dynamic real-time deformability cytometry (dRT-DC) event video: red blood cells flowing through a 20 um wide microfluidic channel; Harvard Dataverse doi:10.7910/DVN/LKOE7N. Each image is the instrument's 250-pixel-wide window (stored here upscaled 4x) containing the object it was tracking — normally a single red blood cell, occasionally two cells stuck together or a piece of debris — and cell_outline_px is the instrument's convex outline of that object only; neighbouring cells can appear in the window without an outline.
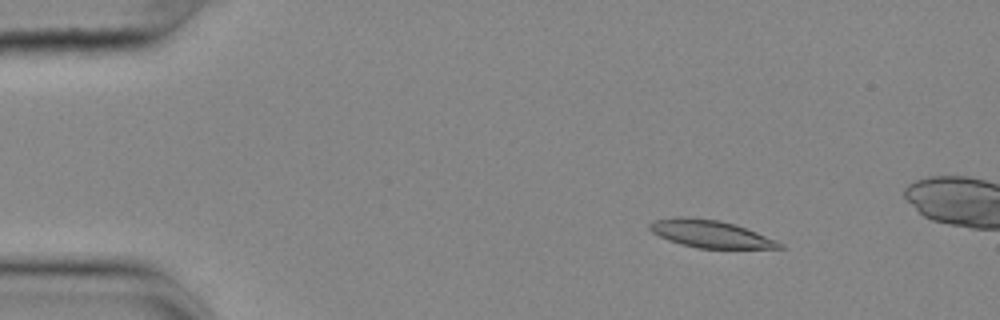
{"species": "common noctule bat (a hibernating species)", "species_latin": "Nyctalus noctula", "temperature_condition": "cold", "stored_images_in_passage": 22, "camera_frame_rate_fps": 3000, "um_per_image_px": 0.085, "animal": {"sex": "female", "body_mass_g": 25.1}, "frame": {"image": 1, "passage_image": 9, "time_ms": 2.667, "image_size_px": [1000, 320], "cell_outline_px": [[784, 248], [696, 248], [680, 244], [668, 240], [652, 232], [648, 228], [648, 224], [656, 220], [676, 216], [684, 216], [716, 220], [736, 224], [776, 240], [784, 244]], "centroid_in_image_um": [60.36, 19.88], "position_along_channel_um": 24.6, "area_um2": 20.69}}
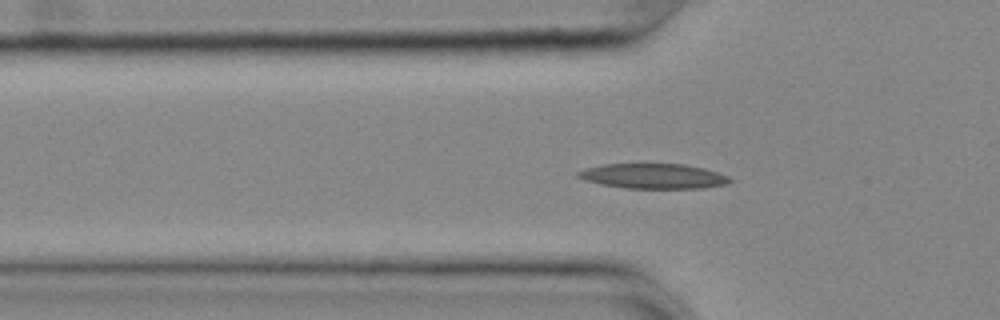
{"frame": {"image": 2, "passage_image": 19, "time_ms": 6.0, "image_size_px": [1000, 320], "cell_outline_px": [[732, 180], [724, 184], [704, 188], [624, 188], [600, 184], [584, 180], [576, 176], [576, 172], [584, 168], [604, 164], [644, 160], [684, 164], [704, 168], [728, 176]], "centroid_in_image_um": [55.44, 14.91], "position_along_channel_um": 70.4, "area_um2": 23.24}}
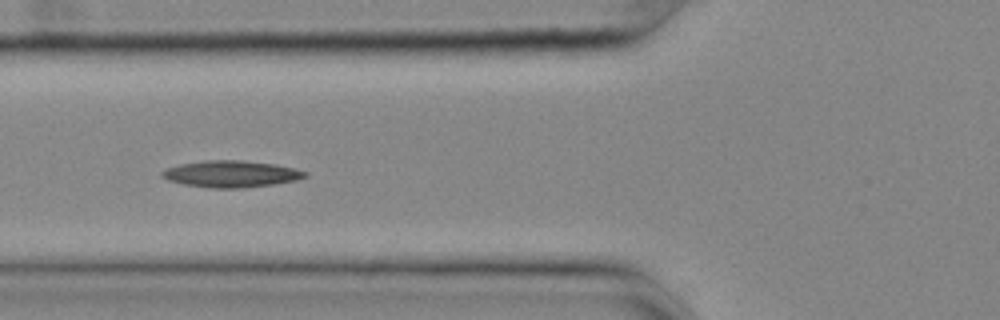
{"frame": {"image": 3, "passage_image": 22, "time_ms": 7.0, "image_size_px": [1000, 320], "cell_outline_px": [[308, 176], [296, 180], [272, 184], [244, 188], [208, 188], [184, 184], [168, 180], [160, 176], [160, 172], [168, 168], [180, 164], [204, 160], [244, 160], [276, 164], [296, 168], [308, 172]], "centroid_in_image_um": [19.66, 14.78], "position_along_channel_um": 106.1, "area_um2": 22.37}}